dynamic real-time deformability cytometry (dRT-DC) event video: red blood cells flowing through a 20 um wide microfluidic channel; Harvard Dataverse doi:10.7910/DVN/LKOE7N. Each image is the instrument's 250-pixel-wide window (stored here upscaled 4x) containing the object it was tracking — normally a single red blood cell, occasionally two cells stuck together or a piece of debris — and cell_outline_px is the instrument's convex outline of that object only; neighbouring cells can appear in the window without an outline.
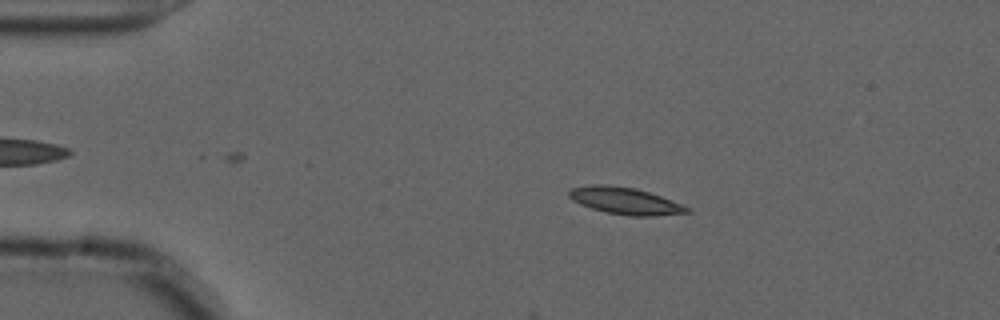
{"species": "common noctule bat (a hibernating species)", "species_latin": "Nyctalus noctula", "temperature_condition": "cold", "stored_images_in_passage": 13, "camera_frame_rate_fps": 3000, "um_per_image_px": 0.085, "animal": {"sex": "male", "forearm_length_mm": 52.5}, "frame": {"image": 1, "passage_image": 10, "time_ms": 3.0, "image_size_px": [1000, 320], "cell_outline_px": [[692, 212], [656, 216], [628, 216], [608, 212], [592, 208], [580, 204], [572, 200], [568, 196], [568, 192], [572, 188], [592, 184], [600, 184], [636, 188], [660, 196], [692, 208]], "centroid_in_image_um": [53.16, 17.08], "position_along_channel_um": 31.8, "area_um2": 18.44}}